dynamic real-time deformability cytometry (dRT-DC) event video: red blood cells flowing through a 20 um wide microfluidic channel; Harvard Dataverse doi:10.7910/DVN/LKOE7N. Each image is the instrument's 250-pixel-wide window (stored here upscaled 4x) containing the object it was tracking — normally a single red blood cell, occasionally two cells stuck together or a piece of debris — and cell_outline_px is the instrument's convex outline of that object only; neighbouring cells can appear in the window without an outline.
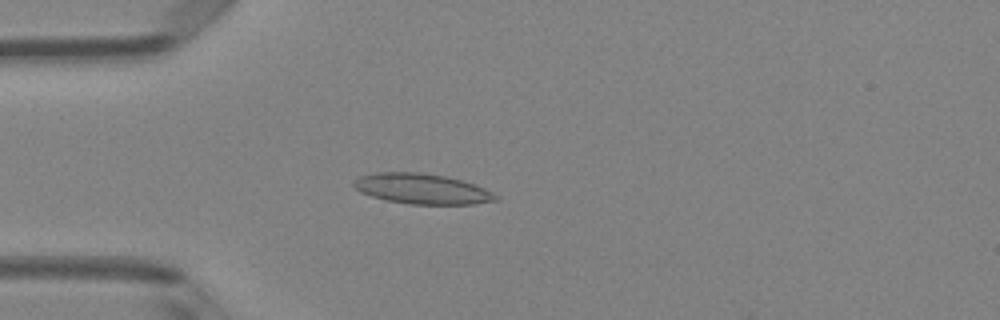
{"species": "Egyptian fruit bat (a non-hibernating species)", "species_latin": "Rousettus aegyptiacus", "temperature_condition": "room temperature", "stored_images_in_passage": 11, "camera_frame_rate_fps": 3000, "um_per_image_px": 0.085, "animal": {"sex": "female"}, "frame": {"image": 1, "passage_image": 9, "time_ms": 2.667, "image_size_px": [1000, 320], "cell_outline_px": [[500, 200], [472, 204], [408, 204], [384, 200], [360, 192], [352, 184], [352, 180], [360, 176], [372, 172], [420, 172], [448, 176], [484, 188], [500, 196]], "centroid_in_image_um": [35.84, 16.04], "position_along_channel_um": 49.2, "area_um2": 25.32}}